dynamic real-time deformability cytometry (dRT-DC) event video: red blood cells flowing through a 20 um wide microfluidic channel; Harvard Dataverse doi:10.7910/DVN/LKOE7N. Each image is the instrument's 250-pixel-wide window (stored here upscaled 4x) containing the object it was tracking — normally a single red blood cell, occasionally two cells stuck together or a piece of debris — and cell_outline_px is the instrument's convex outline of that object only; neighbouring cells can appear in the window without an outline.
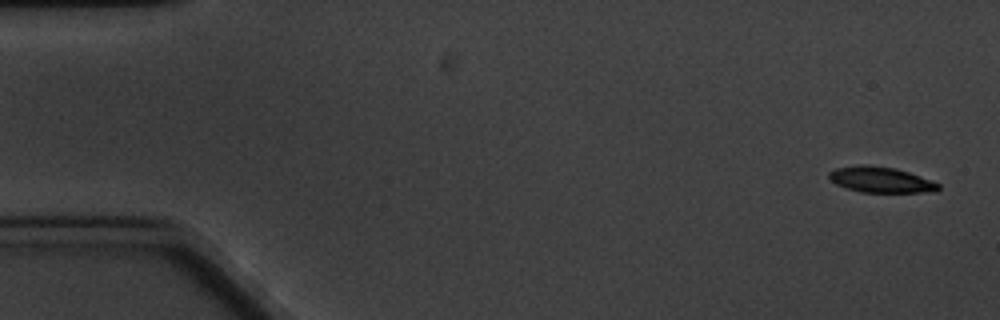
{"species": "common noctule bat (a hibernating species)", "species_latin": "Nyctalus noctula", "temperature_condition": "cold", "stored_images_in_passage": 5, "camera_frame_rate_fps": 3000, "um_per_image_px": 0.085, "animal": {"sex": "male", "body_mass_g": 20.1, "forearm_length_mm": 53.5}, "frame": {"image": 1, "passage_image": 1, "time_ms": 0.0, "image_size_px": [1000, 320], "cell_outline_px": [[940, 188], [936, 192], [860, 192], [836, 184], [828, 180], [828, 172], [836, 168], [860, 164], [868, 164], [896, 168], [920, 176], [940, 184]], "centroid_in_image_um": [74.84, 15.27], "position_along_channel_um": 10.2, "area_um2": 16.53}}
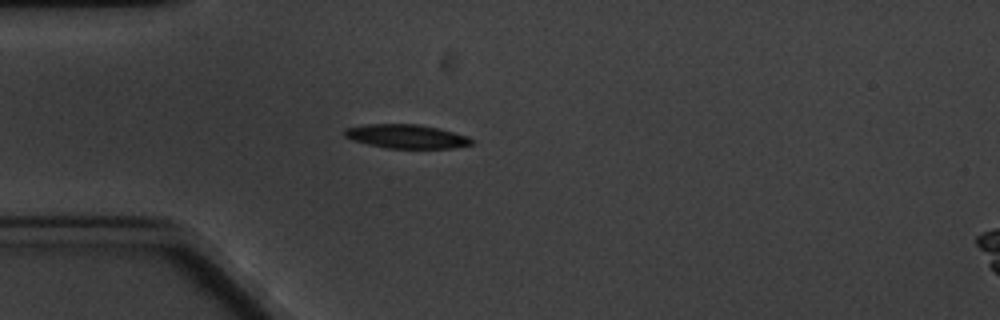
{"frame": {"image": 2, "passage_image": 5, "time_ms": 4.667, "image_size_px": [1000, 320], "cell_outline_px": [[472, 144], [452, 148], [388, 148], [368, 144], [352, 140], [344, 136], [344, 128], [368, 124], [416, 124], [436, 128], [468, 136], [472, 140]], "centroid_in_image_um": [34.5, 11.59], "position_along_channel_um": 50.5, "area_um2": 17.46}}